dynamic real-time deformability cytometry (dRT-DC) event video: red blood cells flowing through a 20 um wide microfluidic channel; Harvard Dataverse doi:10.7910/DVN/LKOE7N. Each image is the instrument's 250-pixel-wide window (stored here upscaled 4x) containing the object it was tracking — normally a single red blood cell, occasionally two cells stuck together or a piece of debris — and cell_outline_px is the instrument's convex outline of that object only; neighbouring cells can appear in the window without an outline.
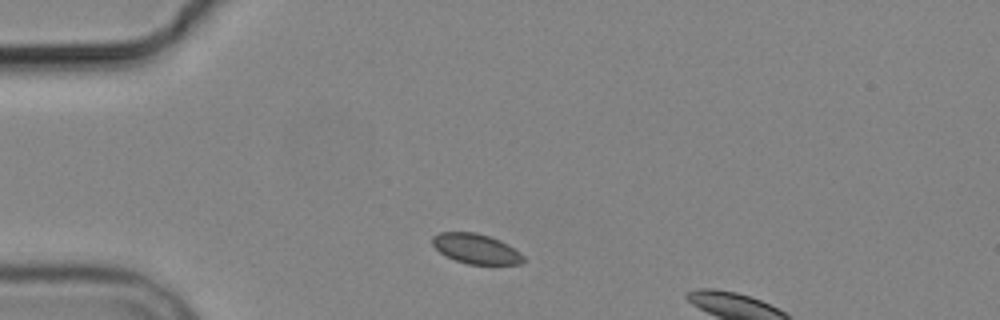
{"species": "common noctule bat (a hibernating species)", "species_latin": "Nyctalus noctula", "temperature_condition": "cold", "stored_images_in_passage": 2, "segment_of_instrument_passage": [1, 2], "camera_frame_rate_fps": 3000, "um_per_image_px": 0.085, "animal": {"sex": "male", "body_mass_g": 19.2, "forearm_length_mm": 51.8}, "frame": {"image": 1, "passage_image": 1, "time_ms": 0.0, "image_size_px": [1000, 320], "cell_outline_px": [[524, 260], [520, 264], [468, 264], [456, 260], [440, 252], [432, 244], [432, 236], [440, 232], [476, 232], [500, 240], [508, 244], [520, 252], [524, 256]], "centroid_in_image_um": [40.47, 21.13], "position_along_channel_um": 44.5, "area_um2": 15.78}}